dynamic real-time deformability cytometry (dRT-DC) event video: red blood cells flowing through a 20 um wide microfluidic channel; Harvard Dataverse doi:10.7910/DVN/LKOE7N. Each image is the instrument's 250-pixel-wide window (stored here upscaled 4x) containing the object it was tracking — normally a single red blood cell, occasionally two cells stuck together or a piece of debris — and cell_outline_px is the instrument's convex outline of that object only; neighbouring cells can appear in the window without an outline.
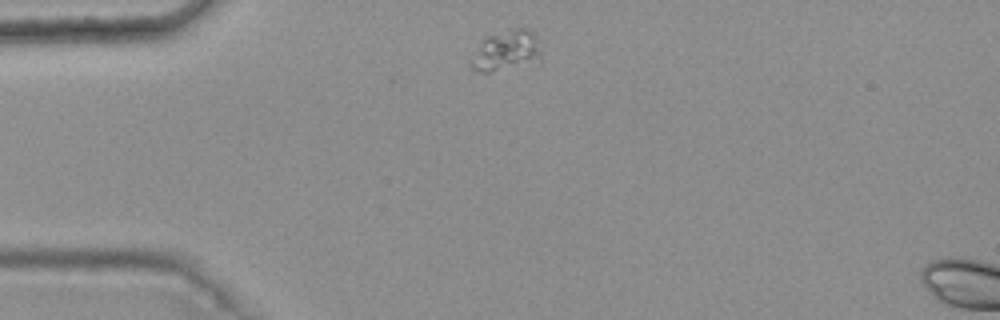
{"species": "common noctule bat (a hibernating species)", "species_latin": "Nyctalus noctula", "temperature_condition": "warm", "stored_images_in_passage": 2, "camera_frame_rate_fps": 3000, "um_per_image_px": 0.085, "animal": {"sex": "female", "body_mass_g": 25.1}, "frame": {"image": 1, "passage_image": 1, "time_ms": 0.0, "image_size_px": [1000, 320], "cell_outline_px": [[540, 60], [492, 72], [476, 72], [468, 64], [484, 36], [516, 28], [528, 28], [536, 36], [540, 52]], "centroid_in_image_um": [42.98, 4.31], "position_along_channel_um": 42.0, "area_um2": 16.42}}